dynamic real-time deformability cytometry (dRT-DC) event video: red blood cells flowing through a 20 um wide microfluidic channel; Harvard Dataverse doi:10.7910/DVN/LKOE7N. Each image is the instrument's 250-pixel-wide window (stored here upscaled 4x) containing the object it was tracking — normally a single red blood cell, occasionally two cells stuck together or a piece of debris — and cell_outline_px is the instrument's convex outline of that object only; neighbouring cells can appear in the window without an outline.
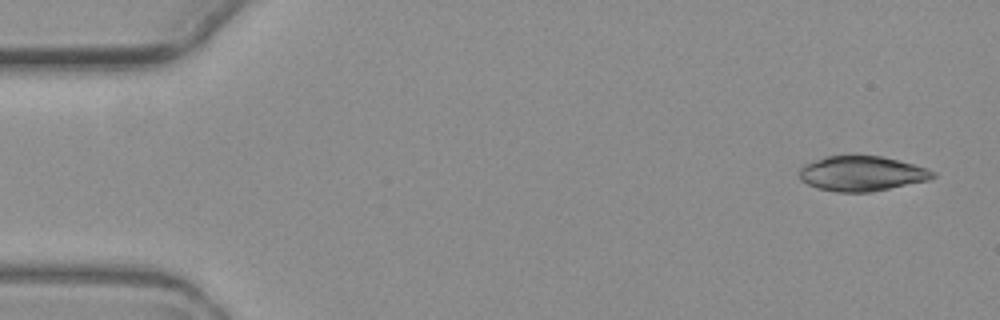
{"species": "common noctule bat (a hibernating species)", "species_latin": "Nyctalus noctula", "temperature_condition": "warm", "stored_images_in_passage": 5, "segment_of_instrument_passage": [1, 2], "camera_frame_rate_fps": 3000, "um_per_image_px": 0.085, "animal": {"sex": "female", "body_mass_g": 19.3, "forearm_length_mm": 54.1}, "frame": {"image": 1, "passage_image": 1, "time_ms": 0.0, "image_size_px": [1000, 320], "cell_outline_px": [[936, 176], [928, 180], [872, 192], [836, 192], [816, 188], [800, 180], [800, 168], [804, 164], [824, 156], [880, 156], [912, 164], [936, 172]], "centroid_in_image_um": [73.21, 14.76], "position_along_channel_um": 11.8, "area_um2": 27.05}}
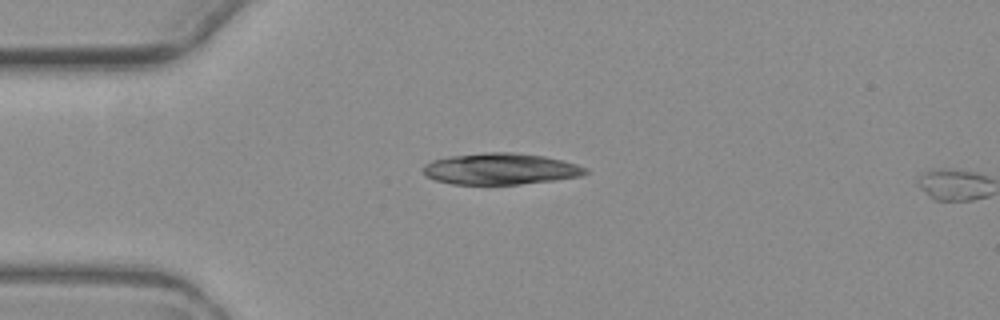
{"frame": {"image": 2, "passage_image": 4, "time_ms": 3.667, "image_size_px": [1000, 320], "cell_outline_px": [[588, 172], [580, 176], [556, 180], [520, 184], [452, 184], [436, 180], [424, 176], [424, 164], [432, 160], [448, 156], [484, 152], [516, 152], [544, 156], [576, 164], [588, 168]], "centroid_in_image_um": [42.53, 14.35], "position_along_channel_um": 42.5, "area_um2": 29.77}}